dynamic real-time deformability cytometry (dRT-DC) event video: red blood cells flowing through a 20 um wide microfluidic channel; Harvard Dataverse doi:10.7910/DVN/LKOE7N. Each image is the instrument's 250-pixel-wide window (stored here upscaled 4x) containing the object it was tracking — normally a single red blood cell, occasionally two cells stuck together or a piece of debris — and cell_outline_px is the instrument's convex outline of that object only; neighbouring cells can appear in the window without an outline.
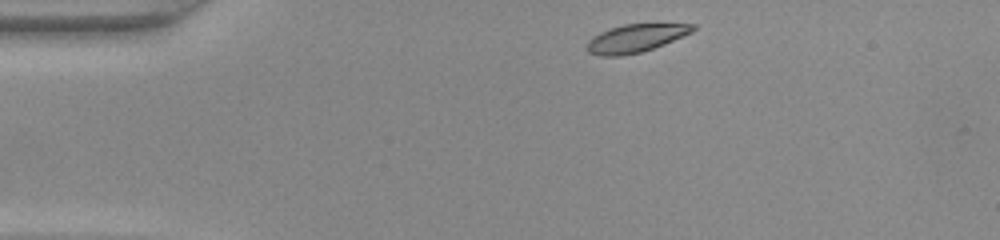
{"species": "common noctule bat (a hibernating species)", "species_latin": "Nyctalus noctula", "temperature_condition": "warm", "stored_images_in_passage": 39, "camera_frame_rate_fps": 3000, "um_per_image_px": 0.085, "animal": {"sex": "female", "body_mass_g": 22.0, "forearm_length_mm": 56.7}, "frame": {"image": 1, "passage_image": 1, "time_ms": 0.0, "image_size_px": [1000, 240], "cell_outline_px": [[696, 28], [692, 32], [664, 44], [640, 52], [620, 56], [600, 56], [588, 52], [588, 40], [592, 36], [600, 32], [624, 24], [696, 24]], "centroid_in_image_um": [54.02, 3.25], "position_along_channel_um": 31.0, "area_um2": 17.05}}
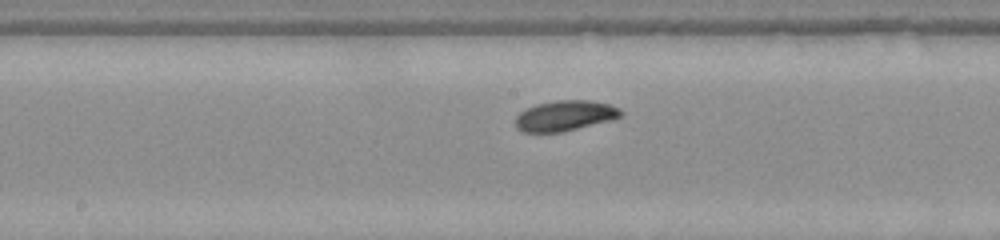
{"frame": {"image": 2, "passage_image": 17, "time_ms": 5.333, "image_size_px": [1000, 240], "cell_outline_px": [[624, 112], [620, 116], [608, 120], [560, 132], [524, 132], [516, 128], [516, 116], [524, 108], [536, 104], [556, 100], [592, 100], [608, 104], [620, 108]], "centroid_in_image_um": [47.98, 9.81], "position_along_channel_um": 200.2, "area_um2": 18.5}}
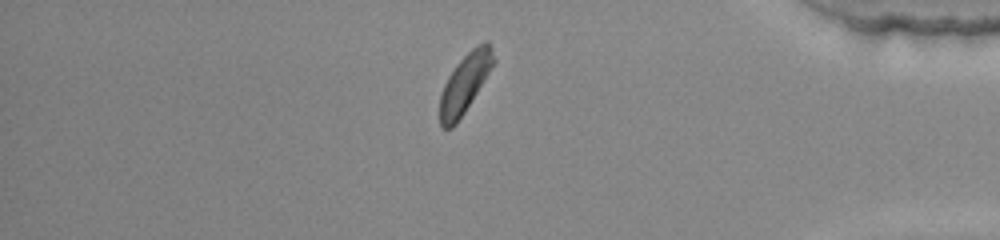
{"frame": {"image": 3, "passage_image": 33, "time_ms": 10.667, "image_size_px": [1000, 240], "cell_outline_px": [[496, 60], [464, 112], [456, 124], [452, 128], [444, 128], [440, 124], [440, 96], [444, 84], [448, 76], [456, 64], [476, 44], [484, 40], [488, 40], [492, 48]], "centroid_in_image_um": [39.52, 7.03], "position_along_channel_um": 395.7, "area_um2": 18.21}}